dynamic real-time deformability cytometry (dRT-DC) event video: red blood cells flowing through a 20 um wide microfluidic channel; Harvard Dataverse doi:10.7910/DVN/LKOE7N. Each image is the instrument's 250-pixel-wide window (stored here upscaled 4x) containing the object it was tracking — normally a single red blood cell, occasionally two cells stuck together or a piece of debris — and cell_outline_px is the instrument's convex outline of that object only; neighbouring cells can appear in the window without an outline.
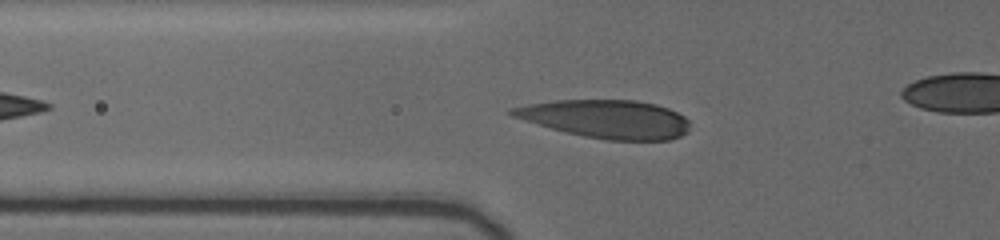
{"species": "human", "species_latin": "Homo sapiens", "temperature_condition": "cold", "stored_images_in_passage": 10, "segment_of_instrument_passage": [1, 2], "camera_frame_rate_fps": 3000, "um_per_image_px": 0.085, "donor": {"sex": "female"}, "frame": {"image": 1, "passage_image": 2, "time_ms": 1.0, "image_size_px": [1000, 240], "cell_outline_px": [[688, 132], [680, 136], [668, 140], [608, 140], [584, 136], [552, 128], [512, 116], [504, 112], [508, 108], [556, 100], [636, 100], [656, 104], [668, 108], [684, 116], [688, 120]], "centroid_in_image_um": [51.54, 10.11], "position_along_channel_um": 74.3, "area_um2": 39.36}}
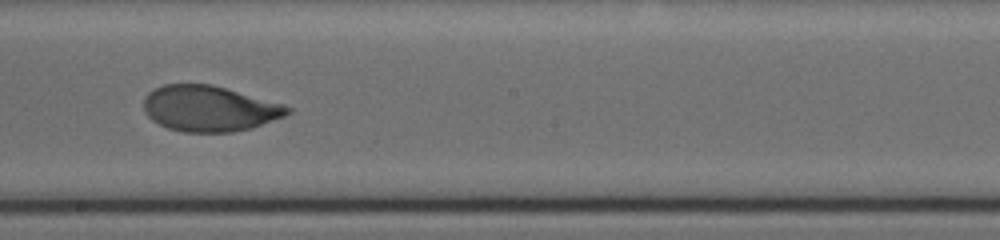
{"frame": {"image": 2, "passage_image": 6, "time_ms": 5.333, "image_size_px": [1000, 240], "cell_outline_px": [[292, 112], [284, 116], [252, 128], [232, 132], [184, 132], [168, 128], [152, 120], [144, 112], [144, 96], [148, 92], [164, 84], [212, 84], [284, 104], [292, 108]], "centroid_in_image_um": [17.8, 9.22], "position_along_channel_um": 230.4, "area_um2": 38.38}}
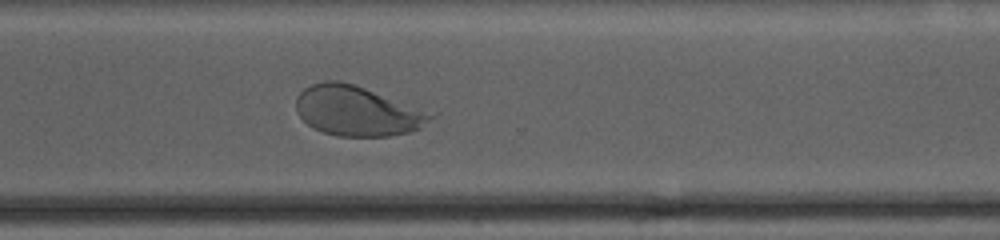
{"frame": {"image": 3, "passage_image": 9, "time_ms": 8.333, "image_size_px": [1000, 240], "cell_outline_px": [[436, 116], [420, 128], [408, 132], [388, 136], [336, 136], [312, 128], [296, 112], [296, 96], [304, 88], [312, 84], [324, 80], [340, 80], [364, 88]], "centroid_in_image_um": [30.26, 9.44], "position_along_channel_um": 340.3, "area_um2": 38.32}}